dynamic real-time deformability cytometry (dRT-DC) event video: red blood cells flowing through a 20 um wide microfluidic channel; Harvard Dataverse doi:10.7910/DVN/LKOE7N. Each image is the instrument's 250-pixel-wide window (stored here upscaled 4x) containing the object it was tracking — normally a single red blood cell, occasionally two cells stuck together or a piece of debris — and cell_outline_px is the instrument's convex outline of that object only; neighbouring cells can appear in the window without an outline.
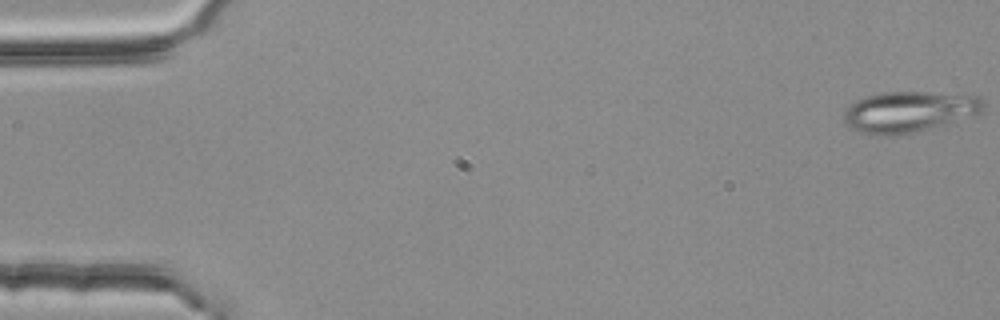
{"species": "common noctule bat (a hibernating species)", "species_latin": "Nyctalus noctula", "temperature_condition": "room temperature", "stored_images_in_passage": 6, "camera_frame_rate_fps": 3000, "um_per_image_px": 0.085, "animal": {"sex": "female", "body_mass_g": 25.1}, "frame": {"image": 1, "passage_image": 1, "time_ms": 0.0, "image_size_px": [1000, 320], "cell_outline_px": [[984, 108], [980, 112], [944, 124], [928, 128], [892, 136], [872, 136], [860, 132], [852, 128], [844, 120], [844, 112], [856, 100], [864, 96], [880, 92], [924, 92], [980, 96], [984, 100]], "centroid_in_image_um": [77.22, 9.49], "position_along_channel_um": 7.8, "area_um2": 32.89}}